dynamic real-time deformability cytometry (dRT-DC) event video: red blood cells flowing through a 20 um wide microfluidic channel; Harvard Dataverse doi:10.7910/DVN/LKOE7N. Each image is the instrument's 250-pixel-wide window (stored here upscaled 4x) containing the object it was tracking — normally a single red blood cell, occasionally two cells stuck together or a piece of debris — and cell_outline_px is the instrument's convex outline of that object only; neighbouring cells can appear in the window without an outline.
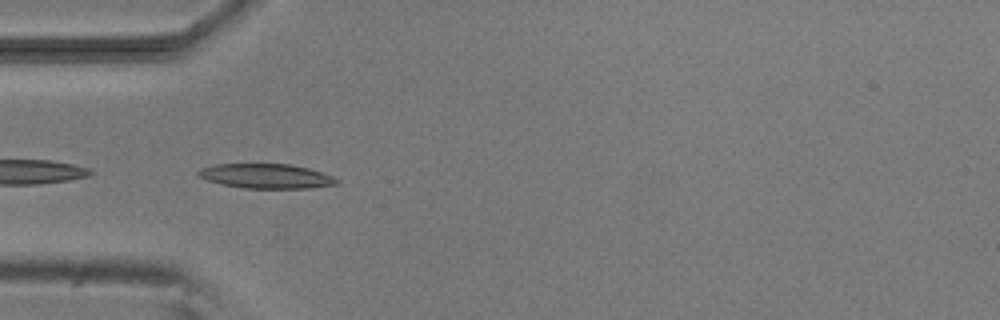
{"species": "common noctule bat (a hibernating species)", "species_latin": "Nyctalus noctula", "temperature_condition": "room temperature", "stored_images_in_passage": 37, "camera_frame_rate_fps": 3000, "um_per_image_px": 0.085, "animal": {"sex": "male", "body_mass_g": 20.5, "forearm_length_mm": 52.5}, "frame": {"image": 1, "passage_image": 3, "time_ms": 0.667, "image_size_px": [1000, 320], "cell_outline_px": [[340, 180], [336, 184], [308, 188], [244, 188], [224, 184], [208, 180], [196, 176], [196, 172], [200, 168], [216, 164], [292, 164], [308, 168], [332, 176]], "centroid_in_image_um": [22.6, 14.96], "position_along_channel_um": 62.4, "area_um2": 19.71}}
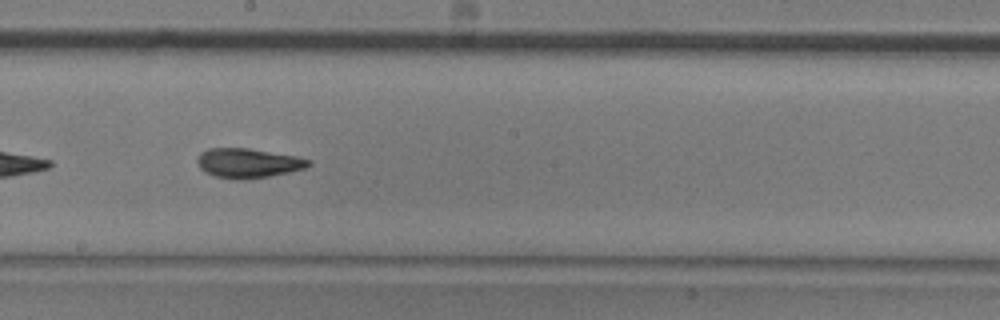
{"frame": {"image": 2, "passage_image": 16, "time_ms": 5.0, "image_size_px": [1000, 320], "cell_outline_px": [[312, 164], [304, 168], [288, 172], [268, 176], [244, 180], [232, 180], [216, 176], [204, 172], [200, 168], [196, 160], [200, 152], [208, 148], [248, 148], [296, 156], [312, 160]], "centroid_in_image_um": [21.06, 13.86], "position_along_channel_um": 227.1, "area_um2": 19.25}}
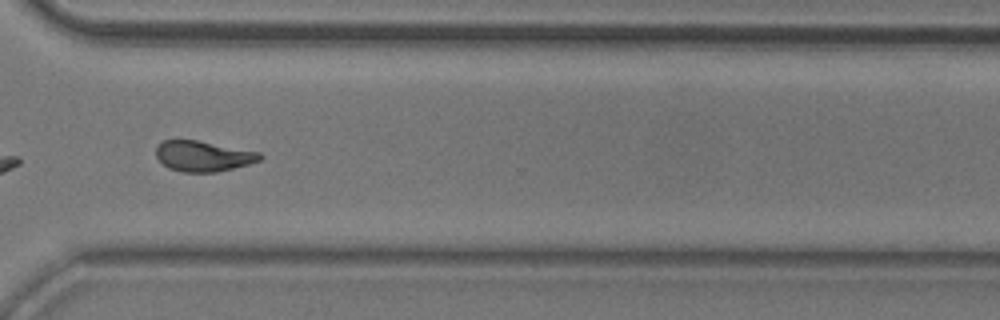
{"frame": {"image": 3, "passage_image": 26, "time_ms": 8.333, "image_size_px": [1000, 320], "cell_outline_px": [[264, 156], [260, 160], [248, 164], [216, 172], [180, 172], [168, 168], [156, 156], [156, 148], [164, 140], [196, 140], [260, 152]], "centroid_in_image_um": [17.27, 13.27], "position_along_channel_um": 353.3, "area_um2": 18.32}, "authors_computed_cell_mechanics": {"area_um2": 18.7272, "velocity_mm_per_s": 3.8021, "shape_relaxation_time_tau1_ms": 4.1423, "shape_relaxation_time_tau2_ms": 3.6691, "deformation_change_tau1": 0.1682, "deformation_change_tau2": 0.1131}}